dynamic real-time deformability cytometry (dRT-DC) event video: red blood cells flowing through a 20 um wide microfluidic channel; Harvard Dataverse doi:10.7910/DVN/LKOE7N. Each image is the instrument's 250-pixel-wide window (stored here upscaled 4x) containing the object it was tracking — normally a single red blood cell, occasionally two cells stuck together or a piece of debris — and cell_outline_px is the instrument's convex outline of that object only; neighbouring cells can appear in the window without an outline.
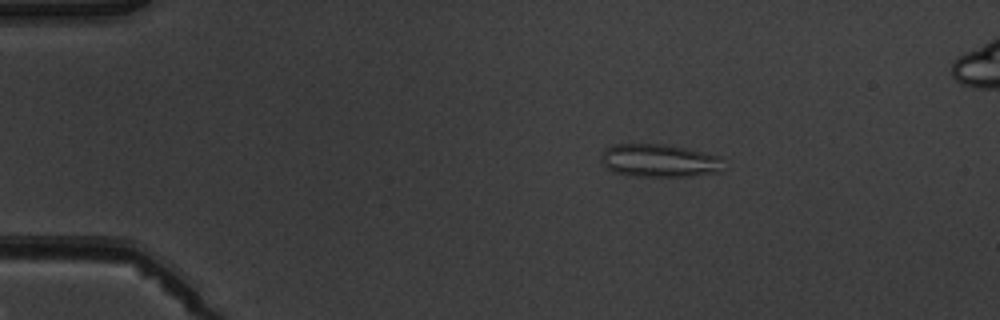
{"species": "common noctule bat (a hibernating species)", "species_latin": "Nyctalus noctula", "temperature_condition": "warm", "stored_images_in_passage": 4, "camera_frame_rate_fps": 3000, "um_per_image_px": 0.085, "animal": {"sex": "male", "body_mass_g": 19.5, "forearm_length_mm": 54.6}, "frame": {"image": 1, "passage_image": 2, "time_ms": 1.0, "image_size_px": [1000, 320], "cell_outline_px": [[720, 172], [692, 176], [632, 176], [612, 172], [600, 160], [604, 148], [612, 144], [668, 144], [688, 148], [720, 156]], "centroid_in_image_um": [55.99, 13.64], "position_along_channel_um": 29.0, "area_um2": 23.64}}